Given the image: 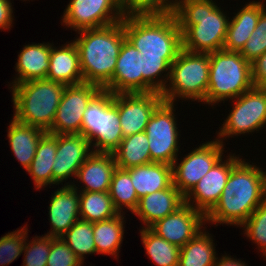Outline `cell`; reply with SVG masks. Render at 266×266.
<instances>
[{"label": "cell", "instance_id": "41", "mask_svg": "<svg viewBox=\"0 0 266 266\" xmlns=\"http://www.w3.org/2000/svg\"><path fill=\"white\" fill-rule=\"evenodd\" d=\"M82 261L60 238L53 237L46 266H83Z\"/></svg>", "mask_w": 266, "mask_h": 266}, {"label": "cell", "instance_id": "23", "mask_svg": "<svg viewBox=\"0 0 266 266\" xmlns=\"http://www.w3.org/2000/svg\"><path fill=\"white\" fill-rule=\"evenodd\" d=\"M52 44L32 43L24 45L18 54L15 67L16 78L9 86H14L23 82L46 79L49 71V57Z\"/></svg>", "mask_w": 266, "mask_h": 266}, {"label": "cell", "instance_id": "27", "mask_svg": "<svg viewBox=\"0 0 266 266\" xmlns=\"http://www.w3.org/2000/svg\"><path fill=\"white\" fill-rule=\"evenodd\" d=\"M57 152V134L46 132L40 139L35 156L26 170L31 176L35 189L53 185L52 166Z\"/></svg>", "mask_w": 266, "mask_h": 266}, {"label": "cell", "instance_id": "38", "mask_svg": "<svg viewBox=\"0 0 266 266\" xmlns=\"http://www.w3.org/2000/svg\"><path fill=\"white\" fill-rule=\"evenodd\" d=\"M27 238L28 236L23 248L24 260L22 266H46L53 237L35 236L32 237L31 241Z\"/></svg>", "mask_w": 266, "mask_h": 266}, {"label": "cell", "instance_id": "15", "mask_svg": "<svg viewBox=\"0 0 266 266\" xmlns=\"http://www.w3.org/2000/svg\"><path fill=\"white\" fill-rule=\"evenodd\" d=\"M114 104L118 107L123 137L146 130L155 109L164 101L161 93H119L113 94Z\"/></svg>", "mask_w": 266, "mask_h": 266}, {"label": "cell", "instance_id": "19", "mask_svg": "<svg viewBox=\"0 0 266 266\" xmlns=\"http://www.w3.org/2000/svg\"><path fill=\"white\" fill-rule=\"evenodd\" d=\"M73 182L71 180L70 185H63L51 195L48 207L51 229L44 235L60 238L80 219L79 191Z\"/></svg>", "mask_w": 266, "mask_h": 266}, {"label": "cell", "instance_id": "7", "mask_svg": "<svg viewBox=\"0 0 266 266\" xmlns=\"http://www.w3.org/2000/svg\"><path fill=\"white\" fill-rule=\"evenodd\" d=\"M209 68V54L182 48L171 64L167 85L161 93L164 101L175 103L180 98L206 104Z\"/></svg>", "mask_w": 266, "mask_h": 266}, {"label": "cell", "instance_id": "43", "mask_svg": "<svg viewBox=\"0 0 266 266\" xmlns=\"http://www.w3.org/2000/svg\"><path fill=\"white\" fill-rule=\"evenodd\" d=\"M13 6L11 0H0V30H10L13 26Z\"/></svg>", "mask_w": 266, "mask_h": 266}, {"label": "cell", "instance_id": "9", "mask_svg": "<svg viewBox=\"0 0 266 266\" xmlns=\"http://www.w3.org/2000/svg\"><path fill=\"white\" fill-rule=\"evenodd\" d=\"M234 101L232 110L216 134L217 140L246 135L263 129L266 125V89L253 86ZM263 127V128H262ZM246 133V134H245Z\"/></svg>", "mask_w": 266, "mask_h": 266}, {"label": "cell", "instance_id": "33", "mask_svg": "<svg viewBox=\"0 0 266 266\" xmlns=\"http://www.w3.org/2000/svg\"><path fill=\"white\" fill-rule=\"evenodd\" d=\"M108 192L119 213H125L123 207L131 213L136 209L139 199L127 170L116 168Z\"/></svg>", "mask_w": 266, "mask_h": 266}, {"label": "cell", "instance_id": "2", "mask_svg": "<svg viewBox=\"0 0 266 266\" xmlns=\"http://www.w3.org/2000/svg\"><path fill=\"white\" fill-rule=\"evenodd\" d=\"M213 0H184L174 15L182 33V48L195 53L222 50L229 17Z\"/></svg>", "mask_w": 266, "mask_h": 266}, {"label": "cell", "instance_id": "31", "mask_svg": "<svg viewBox=\"0 0 266 266\" xmlns=\"http://www.w3.org/2000/svg\"><path fill=\"white\" fill-rule=\"evenodd\" d=\"M79 208L80 219L89 222L105 221L119 214L109 192H79Z\"/></svg>", "mask_w": 266, "mask_h": 266}, {"label": "cell", "instance_id": "37", "mask_svg": "<svg viewBox=\"0 0 266 266\" xmlns=\"http://www.w3.org/2000/svg\"><path fill=\"white\" fill-rule=\"evenodd\" d=\"M27 225L13 232H8L0 238V265L6 266L12 263L23 253L26 237L28 235Z\"/></svg>", "mask_w": 266, "mask_h": 266}, {"label": "cell", "instance_id": "17", "mask_svg": "<svg viewBox=\"0 0 266 266\" xmlns=\"http://www.w3.org/2000/svg\"><path fill=\"white\" fill-rule=\"evenodd\" d=\"M206 224L205 215L184 203L175 212L158 220L149 229L178 247L193 239Z\"/></svg>", "mask_w": 266, "mask_h": 266}, {"label": "cell", "instance_id": "10", "mask_svg": "<svg viewBox=\"0 0 266 266\" xmlns=\"http://www.w3.org/2000/svg\"><path fill=\"white\" fill-rule=\"evenodd\" d=\"M176 104L163 101L152 113L146 126L151 162L173 165L180 149L175 107ZM180 135V136H179Z\"/></svg>", "mask_w": 266, "mask_h": 266}, {"label": "cell", "instance_id": "1", "mask_svg": "<svg viewBox=\"0 0 266 266\" xmlns=\"http://www.w3.org/2000/svg\"><path fill=\"white\" fill-rule=\"evenodd\" d=\"M266 199V171L240 159L233 167L216 205L205 215L206 223L240 227Z\"/></svg>", "mask_w": 266, "mask_h": 266}, {"label": "cell", "instance_id": "3", "mask_svg": "<svg viewBox=\"0 0 266 266\" xmlns=\"http://www.w3.org/2000/svg\"><path fill=\"white\" fill-rule=\"evenodd\" d=\"M77 46L84 83L103 88L113 77L116 61L126 39L124 19L102 28L76 32Z\"/></svg>", "mask_w": 266, "mask_h": 266}, {"label": "cell", "instance_id": "35", "mask_svg": "<svg viewBox=\"0 0 266 266\" xmlns=\"http://www.w3.org/2000/svg\"><path fill=\"white\" fill-rule=\"evenodd\" d=\"M252 243L266 259V199L254 210L251 216L240 226Z\"/></svg>", "mask_w": 266, "mask_h": 266}, {"label": "cell", "instance_id": "44", "mask_svg": "<svg viewBox=\"0 0 266 266\" xmlns=\"http://www.w3.org/2000/svg\"><path fill=\"white\" fill-rule=\"evenodd\" d=\"M214 266H248L247 263L240 259H235L229 255H222L221 258L217 256Z\"/></svg>", "mask_w": 266, "mask_h": 266}, {"label": "cell", "instance_id": "18", "mask_svg": "<svg viewBox=\"0 0 266 266\" xmlns=\"http://www.w3.org/2000/svg\"><path fill=\"white\" fill-rule=\"evenodd\" d=\"M93 153L91 143L82 134H57V152L52 166L53 184L70 185L66 183L70 177H75L79 168Z\"/></svg>", "mask_w": 266, "mask_h": 266}, {"label": "cell", "instance_id": "32", "mask_svg": "<svg viewBox=\"0 0 266 266\" xmlns=\"http://www.w3.org/2000/svg\"><path fill=\"white\" fill-rule=\"evenodd\" d=\"M141 241L146 255L157 266H178L180 247L157 236L149 228H141Z\"/></svg>", "mask_w": 266, "mask_h": 266}, {"label": "cell", "instance_id": "30", "mask_svg": "<svg viewBox=\"0 0 266 266\" xmlns=\"http://www.w3.org/2000/svg\"><path fill=\"white\" fill-rule=\"evenodd\" d=\"M205 228L180 248L178 266H214L217 258L215 243Z\"/></svg>", "mask_w": 266, "mask_h": 266}, {"label": "cell", "instance_id": "24", "mask_svg": "<svg viewBox=\"0 0 266 266\" xmlns=\"http://www.w3.org/2000/svg\"><path fill=\"white\" fill-rule=\"evenodd\" d=\"M265 9L263 0L245 3L228 23L223 50L240 52L255 30L259 17Z\"/></svg>", "mask_w": 266, "mask_h": 266}, {"label": "cell", "instance_id": "40", "mask_svg": "<svg viewBox=\"0 0 266 266\" xmlns=\"http://www.w3.org/2000/svg\"><path fill=\"white\" fill-rule=\"evenodd\" d=\"M266 52V9L261 13L258 24L246 41L240 54L249 62H253Z\"/></svg>", "mask_w": 266, "mask_h": 266}, {"label": "cell", "instance_id": "14", "mask_svg": "<svg viewBox=\"0 0 266 266\" xmlns=\"http://www.w3.org/2000/svg\"><path fill=\"white\" fill-rule=\"evenodd\" d=\"M142 54L127 39L123 41L112 79L102 88L112 94L156 92L142 76Z\"/></svg>", "mask_w": 266, "mask_h": 266}, {"label": "cell", "instance_id": "25", "mask_svg": "<svg viewBox=\"0 0 266 266\" xmlns=\"http://www.w3.org/2000/svg\"><path fill=\"white\" fill-rule=\"evenodd\" d=\"M138 199L168 188L173 183L172 166L151 162L127 169Z\"/></svg>", "mask_w": 266, "mask_h": 266}, {"label": "cell", "instance_id": "29", "mask_svg": "<svg viewBox=\"0 0 266 266\" xmlns=\"http://www.w3.org/2000/svg\"><path fill=\"white\" fill-rule=\"evenodd\" d=\"M113 156L117 167L125 170L151 163L146 132L124 137L113 152Z\"/></svg>", "mask_w": 266, "mask_h": 266}, {"label": "cell", "instance_id": "13", "mask_svg": "<svg viewBox=\"0 0 266 266\" xmlns=\"http://www.w3.org/2000/svg\"><path fill=\"white\" fill-rule=\"evenodd\" d=\"M101 90L91 83L66 86L49 133L80 134L83 112Z\"/></svg>", "mask_w": 266, "mask_h": 266}, {"label": "cell", "instance_id": "42", "mask_svg": "<svg viewBox=\"0 0 266 266\" xmlns=\"http://www.w3.org/2000/svg\"><path fill=\"white\" fill-rule=\"evenodd\" d=\"M253 84L266 89V52L251 62Z\"/></svg>", "mask_w": 266, "mask_h": 266}, {"label": "cell", "instance_id": "22", "mask_svg": "<svg viewBox=\"0 0 266 266\" xmlns=\"http://www.w3.org/2000/svg\"><path fill=\"white\" fill-rule=\"evenodd\" d=\"M53 45L52 43L46 79L66 86L84 83L79 53L74 41L66 42L58 48Z\"/></svg>", "mask_w": 266, "mask_h": 266}, {"label": "cell", "instance_id": "20", "mask_svg": "<svg viewBox=\"0 0 266 266\" xmlns=\"http://www.w3.org/2000/svg\"><path fill=\"white\" fill-rule=\"evenodd\" d=\"M184 203V196L172 183L164 190L140 198L132 214L142 221V228H149L158 220L175 212Z\"/></svg>", "mask_w": 266, "mask_h": 266}, {"label": "cell", "instance_id": "45", "mask_svg": "<svg viewBox=\"0 0 266 266\" xmlns=\"http://www.w3.org/2000/svg\"><path fill=\"white\" fill-rule=\"evenodd\" d=\"M184 0H170V2L176 7Z\"/></svg>", "mask_w": 266, "mask_h": 266}, {"label": "cell", "instance_id": "8", "mask_svg": "<svg viewBox=\"0 0 266 266\" xmlns=\"http://www.w3.org/2000/svg\"><path fill=\"white\" fill-rule=\"evenodd\" d=\"M89 139L93 152L113 153L124 138L113 94L101 90L83 112L81 133Z\"/></svg>", "mask_w": 266, "mask_h": 266}, {"label": "cell", "instance_id": "4", "mask_svg": "<svg viewBox=\"0 0 266 266\" xmlns=\"http://www.w3.org/2000/svg\"><path fill=\"white\" fill-rule=\"evenodd\" d=\"M124 31L142 60L175 61L182 49V33L174 14L125 16Z\"/></svg>", "mask_w": 266, "mask_h": 266}, {"label": "cell", "instance_id": "11", "mask_svg": "<svg viewBox=\"0 0 266 266\" xmlns=\"http://www.w3.org/2000/svg\"><path fill=\"white\" fill-rule=\"evenodd\" d=\"M63 13L61 25L75 32L113 25L125 17L121 0H71Z\"/></svg>", "mask_w": 266, "mask_h": 266}, {"label": "cell", "instance_id": "12", "mask_svg": "<svg viewBox=\"0 0 266 266\" xmlns=\"http://www.w3.org/2000/svg\"><path fill=\"white\" fill-rule=\"evenodd\" d=\"M224 145L215 138L193 148L185 157L175 159L172 165L173 185L183 196L225 156ZM178 160H181L180 163Z\"/></svg>", "mask_w": 266, "mask_h": 266}, {"label": "cell", "instance_id": "39", "mask_svg": "<svg viewBox=\"0 0 266 266\" xmlns=\"http://www.w3.org/2000/svg\"><path fill=\"white\" fill-rule=\"evenodd\" d=\"M173 62L174 61L143 60V79L156 92L162 93L167 85L170 75V67Z\"/></svg>", "mask_w": 266, "mask_h": 266}, {"label": "cell", "instance_id": "26", "mask_svg": "<svg viewBox=\"0 0 266 266\" xmlns=\"http://www.w3.org/2000/svg\"><path fill=\"white\" fill-rule=\"evenodd\" d=\"M7 129L11 151L26 171L35 156L37 145L46 131L21 123L14 117Z\"/></svg>", "mask_w": 266, "mask_h": 266}, {"label": "cell", "instance_id": "5", "mask_svg": "<svg viewBox=\"0 0 266 266\" xmlns=\"http://www.w3.org/2000/svg\"><path fill=\"white\" fill-rule=\"evenodd\" d=\"M66 85L48 79L23 82L11 88L13 117L49 132Z\"/></svg>", "mask_w": 266, "mask_h": 266}, {"label": "cell", "instance_id": "34", "mask_svg": "<svg viewBox=\"0 0 266 266\" xmlns=\"http://www.w3.org/2000/svg\"><path fill=\"white\" fill-rule=\"evenodd\" d=\"M61 239L71 248L82 263H84L86 255L97 254L93 235V222L79 219L61 236Z\"/></svg>", "mask_w": 266, "mask_h": 266}, {"label": "cell", "instance_id": "6", "mask_svg": "<svg viewBox=\"0 0 266 266\" xmlns=\"http://www.w3.org/2000/svg\"><path fill=\"white\" fill-rule=\"evenodd\" d=\"M209 83L206 104L231 101L254 86L251 62L240 52L218 50L209 53Z\"/></svg>", "mask_w": 266, "mask_h": 266}, {"label": "cell", "instance_id": "28", "mask_svg": "<svg viewBox=\"0 0 266 266\" xmlns=\"http://www.w3.org/2000/svg\"><path fill=\"white\" fill-rule=\"evenodd\" d=\"M125 213H119L114 218L93 222V235L97 254L111 255L119 258V250L123 242L126 223ZM118 257V258H117Z\"/></svg>", "mask_w": 266, "mask_h": 266}, {"label": "cell", "instance_id": "16", "mask_svg": "<svg viewBox=\"0 0 266 266\" xmlns=\"http://www.w3.org/2000/svg\"><path fill=\"white\" fill-rule=\"evenodd\" d=\"M240 156L222 157L209 172L184 196V202L206 215L218 202L234 165ZM195 203V204H194Z\"/></svg>", "mask_w": 266, "mask_h": 266}, {"label": "cell", "instance_id": "36", "mask_svg": "<svg viewBox=\"0 0 266 266\" xmlns=\"http://www.w3.org/2000/svg\"><path fill=\"white\" fill-rule=\"evenodd\" d=\"M125 16L171 15L176 7L170 0H122Z\"/></svg>", "mask_w": 266, "mask_h": 266}, {"label": "cell", "instance_id": "21", "mask_svg": "<svg viewBox=\"0 0 266 266\" xmlns=\"http://www.w3.org/2000/svg\"><path fill=\"white\" fill-rule=\"evenodd\" d=\"M117 168L113 153L93 152L79 168L76 178L79 192H108Z\"/></svg>", "mask_w": 266, "mask_h": 266}]
</instances>
